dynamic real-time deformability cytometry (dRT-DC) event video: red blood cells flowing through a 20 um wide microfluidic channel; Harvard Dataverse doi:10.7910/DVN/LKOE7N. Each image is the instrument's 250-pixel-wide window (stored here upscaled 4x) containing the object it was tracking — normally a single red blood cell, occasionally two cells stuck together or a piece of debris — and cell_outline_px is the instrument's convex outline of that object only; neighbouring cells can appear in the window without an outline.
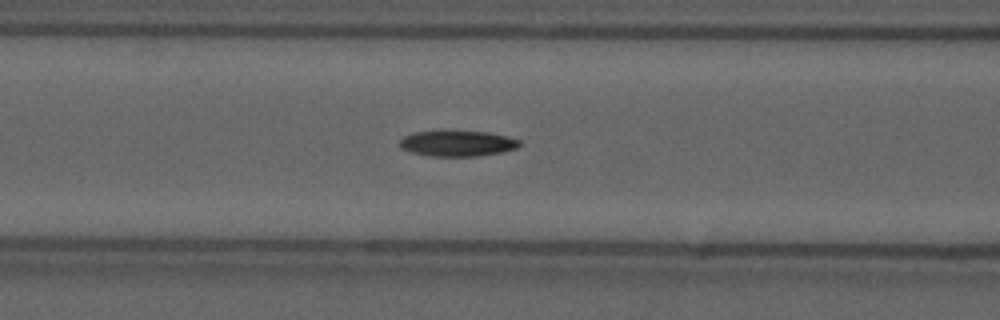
{"species": "common noctule bat (a hibernating species)", "species_latin": "Nyctalus noctula", "temperature_condition": "cold", "stored_images_in_passage": 34, "camera_frame_rate_fps": 3000, "um_per_image_px": 0.085, "animal": {"sex": "male", "forearm_length_mm": 52.5}, "frame": {"image": 1, "passage_image": 18, "time_ms": 5.667, "image_size_px": [1000, 320], "cell_outline_px": [[524, 144], [516, 148], [500, 152], [476, 156], [432, 156], [412, 152], [400, 148], [400, 140], [404, 136], [416, 132], [444, 128], [488, 132], [520, 140]], "centroid_in_image_um": [38.86, 12.14], "position_along_channel_um": 127.7, "area_um2": 18.55}}
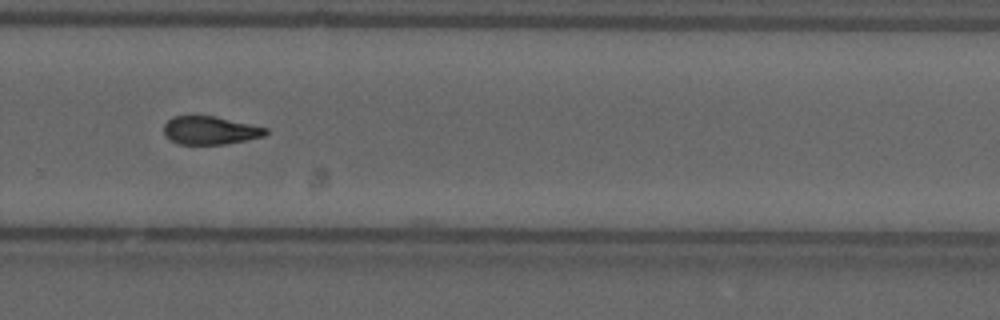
{"frame": {"image": 2, "passage_image": 33, "time_ms": 10.667, "image_size_px": [1000, 320], "cell_outline_px": [[268, 132], [264, 136], [248, 140], [224, 144], [180, 144], [164, 136], [164, 124], [172, 116], [216, 116], [268, 128]], "centroid_in_image_um": [17.87, 11.08], "position_along_channel_um": 311.9, "area_um2": 16.76}}